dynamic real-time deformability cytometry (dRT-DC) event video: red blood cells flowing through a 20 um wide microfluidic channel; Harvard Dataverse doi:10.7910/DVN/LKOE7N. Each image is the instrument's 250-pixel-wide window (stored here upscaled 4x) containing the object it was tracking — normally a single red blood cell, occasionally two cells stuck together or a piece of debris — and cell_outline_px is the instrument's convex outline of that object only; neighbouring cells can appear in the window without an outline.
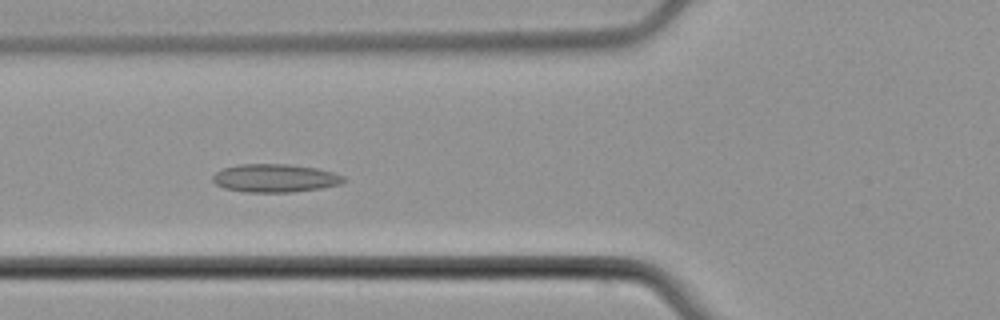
{"species": "common noctule bat (a hibernating species)", "species_latin": "Nyctalus noctula", "temperature_condition": "cold", "stored_images_in_passage": 56, "camera_frame_rate_fps": 3000, "um_per_image_px": 0.085, "animal": {"sex": "male", "body_mass_g": 21.5, "forearm_length_mm": 52.0}, "frame": {"image": 1, "passage_image": 22, "time_ms": 7.0, "image_size_px": [1000, 320], "cell_outline_px": [[348, 180], [340, 184], [320, 188], [292, 192], [244, 192], [224, 188], [216, 184], [212, 180], [212, 176], [216, 172], [224, 168], [240, 164], [288, 164], [316, 168], [332, 172], [344, 176]], "centroid_in_image_um": [23.38, 15.14], "position_along_channel_um": 102.4, "area_um2": 21.5}}
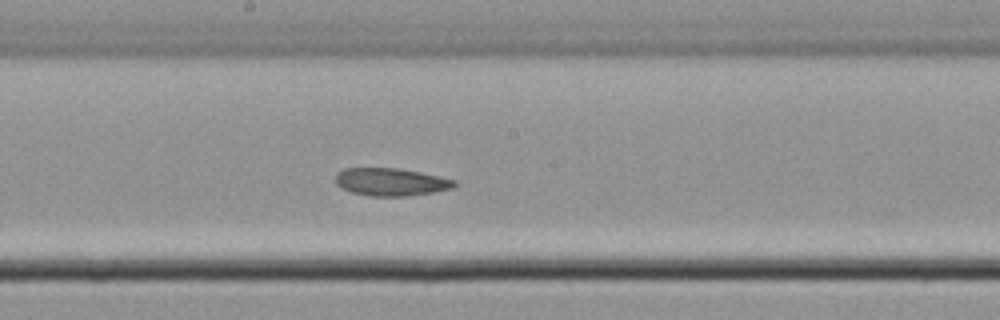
{"frame": {"image": 2, "passage_image": 31, "time_ms": 10.0, "image_size_px": [1000, 320], "cell_outline_px": [[456, 184], [452, 188], [432, 192], [404, 196], [368, 196], [352, 192], [340, 188], [336, 184], [336, 172], [344, 168], [400, 168], [440, 176], [456, 180]], "centroid_in_image_um": [33.19, 15.45], "position_along_channel_um": 215.0, "area_um2": 19.25}}
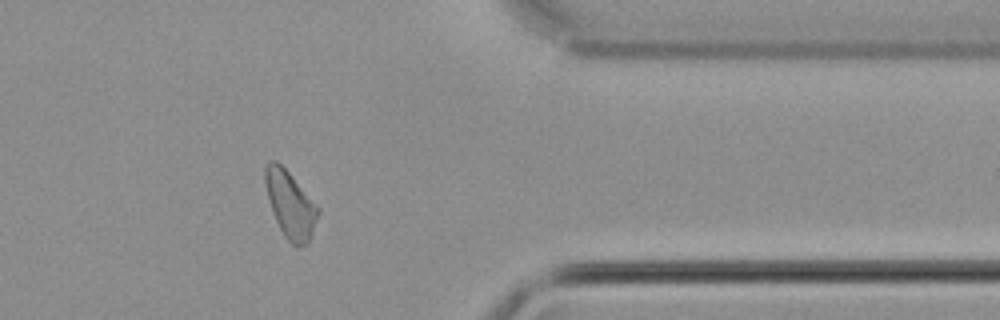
{"frame": {"image": 3, "passage_image": 46, "time_ms": 15.0, "image_size_px": [1000, 320], "cell_outline_px": [[320, 212], [308, 244], [296, 248], [284, 236], [272, 212], [264, 184], [264, 168], [272, 160], [276, 160], [288, 172], [320, 208]], "centroid_in_image_um": [24.68, 17.41], "position_along_channel_um": 386.7, "area_um2": 20.52}, "authors_computed_cell_mechanics": {"area_um2": 21.0103, "velocity_mm_per_s": 3.7549, "shape_relaxation_time_tau1_ms": null, "shape_relaxation_time_tau2_ms": 8.3042, "deformation_change_tau1": null, "deformation_change_tau2": 0.1226}}